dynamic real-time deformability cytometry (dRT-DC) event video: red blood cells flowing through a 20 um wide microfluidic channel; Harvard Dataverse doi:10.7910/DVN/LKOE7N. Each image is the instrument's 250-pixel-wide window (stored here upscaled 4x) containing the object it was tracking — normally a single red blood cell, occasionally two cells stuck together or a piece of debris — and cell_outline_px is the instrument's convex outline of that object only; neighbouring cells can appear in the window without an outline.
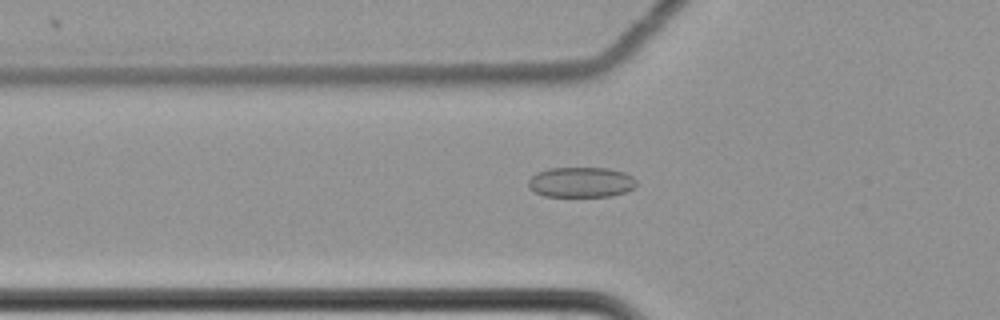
{"species": "common noctule bat (a hibernating species)", "species_latin": "Nyctalus noctula", "temperature_condition": "cold", "stored_images_in_passage": 61, "camera_frame_rate_fps": 3000, "um_per_image_px": 0.085, "animal": {"sex": "female", "body_mass_g": 22.7, "forearm_length_mm": 54.2}, "frame": {"image": 1, "passage_image": 23, "time_ms": 7.333, "image_size_px": [1000, 320], "cell_outline_px": [[636, 184], [632, 188], [624, 192], [612, 196], [544, 196], [528, 188], [528, 180], [536, 172], [548, 168], [608, 168], [624, 172], [632, 176], [636, 180]], "centroid_in_image_um": [49.36, 15.48], "position_along_channel_um": 76.4, "area_um2": 19.07}}
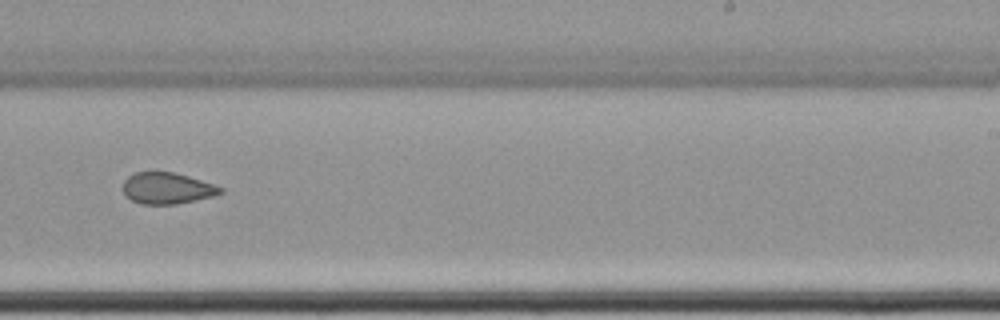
{"frame": {"image": 2, "passage_image": 40, "time_ms": 13.0, "image_size_px": [1000, 320], "cell_outline_px": [[224, 192], [212, 196], [176, 204], [140, 204], [124, 196], [124, 180], [128, 176], [136, 172], [156, 168], [188, 176], [224, 188]], "centroid_in_image_um": [14.15, 15.96], "position_along_channel_um": 274.8, "area_um2": 18.15}}
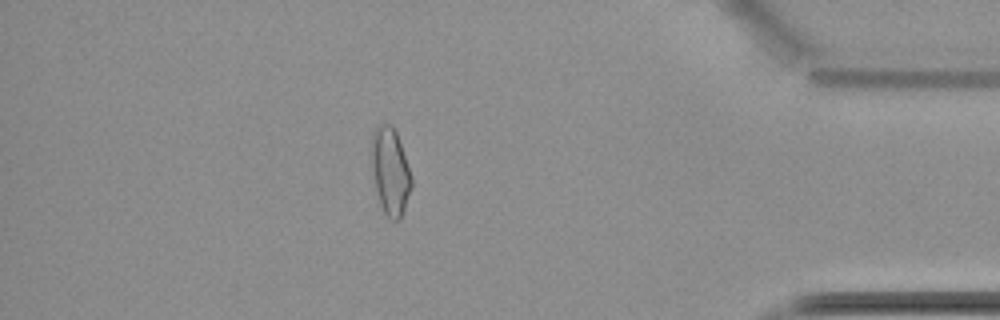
{"frame": {"image": 3, "passage_image": 54, "time_ms": 17.667, "image_size_px": [1000, 320], "cell_outline_px": [[412, 188], [400, 220], [392, 220], [384, 212], [380, 204], [372, 172], [368, 152], [368, 148], [372, 132], [380, 124], [392, 124], [396, 132], [412, 176]], "centroid_in_image_um": [33.14, 14.51], "position_along_channel_um": 402.1, "area_um2": 20.75}, "authors_computed_cell_mechanics": {"area_um2": 20.1144, "velocity_mm_per_s": 3.5081, "shape_relaxation_time_tau1_ms": null, "shape_relaxation_time_tau2_ms": 2.2723, "deformation_change_tau1": null, "deformation_change_tau2": 0.0774}}